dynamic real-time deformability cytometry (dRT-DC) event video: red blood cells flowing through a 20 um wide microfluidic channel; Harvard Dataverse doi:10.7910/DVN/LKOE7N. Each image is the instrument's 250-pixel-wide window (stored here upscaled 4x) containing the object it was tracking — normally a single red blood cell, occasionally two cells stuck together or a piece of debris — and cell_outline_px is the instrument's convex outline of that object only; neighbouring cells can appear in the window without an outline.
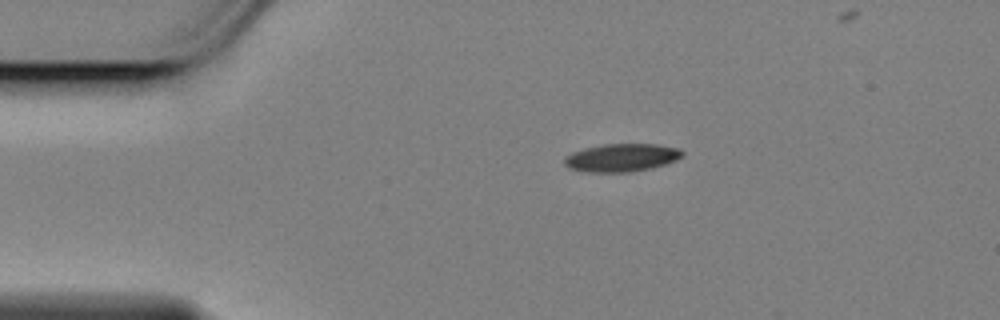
{"species": "Egyptian fruit bat (a non-hibernating species)", "species_latin": "Rousettus aegyptiacus", "temperature_condition": "cold", "stored_images_in_passage": 42, "camera_frame_rate_fps": 3000, "um_per_image_px": 0.085, "animal": {"sex": "female"}, "frame": {"image": 1, "passage_image": 1, "time_ms": 0.0, "image_size_px": [1000, 320], "cell_outline_px": [[684, 156], [676, 160], [652, 168], [628, 172], [588, 172], [568, 168], [564, 164], [564, 156], [572, 152], [588, 148], [608, 144], [656, 144], [680, 148], [684, 152]], "centroid_in_image_um": [52.86, 13.4], "position_along_channel_um": 32.1, "area_um2": 19.19}}
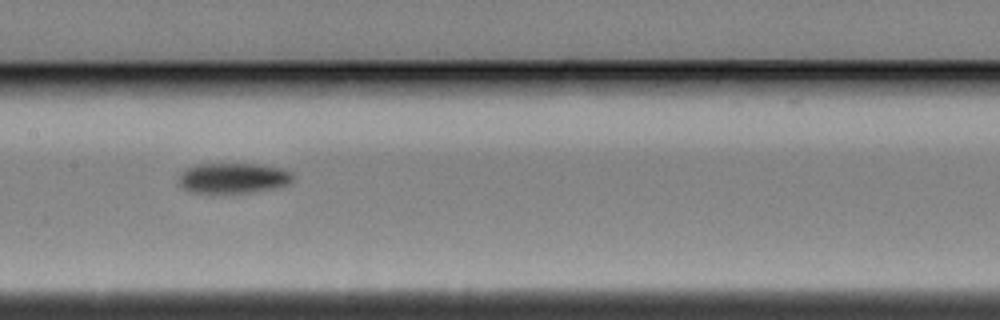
{"frame": {"image": 2, "passage_image": 18, "time_ms": 5.667, "image_size_px": [1000, 320], "cell_outline_px": [[292, 180], [288, 184], [276, 188], [252, 192], [188, 192], [180, 188], [176, 184], [176, 180], [180, 172], [184, 168], [196, 164], [260, 164], [280, 168], [292, 172]], "centroid_in_image_um": [19.72, 15.13], "position_along_channel_um": 187.7, "area_um2": 20.52}}
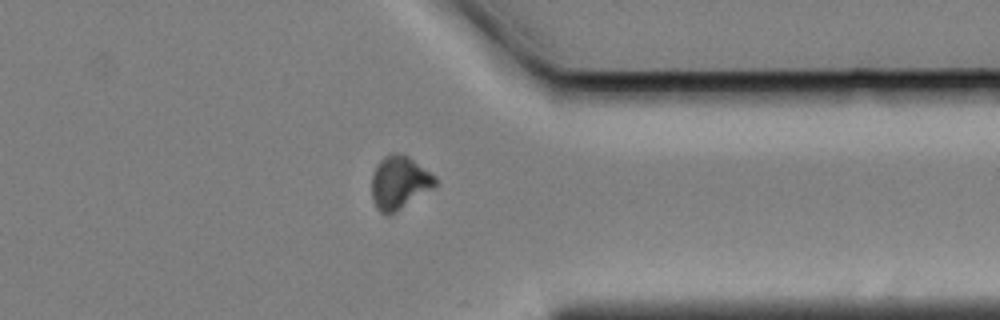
{"frame": {"image": 3, "passage_image": 35, "time_ms": 11.333, "image_size_px": [1000, 320], "cell_outline_px": [[436, 184], [432, 188], [388, 216], [380, 212], [376, 208], [372, 200], [372, 172], [376, 164], [384, 156], [392, 152], [396, 152], [408, 156], [436, 176]], "centroid_in_image_um": [33.9, 15.5], "position_along_channel_um": 377.5, "area_um2": 19.59}}